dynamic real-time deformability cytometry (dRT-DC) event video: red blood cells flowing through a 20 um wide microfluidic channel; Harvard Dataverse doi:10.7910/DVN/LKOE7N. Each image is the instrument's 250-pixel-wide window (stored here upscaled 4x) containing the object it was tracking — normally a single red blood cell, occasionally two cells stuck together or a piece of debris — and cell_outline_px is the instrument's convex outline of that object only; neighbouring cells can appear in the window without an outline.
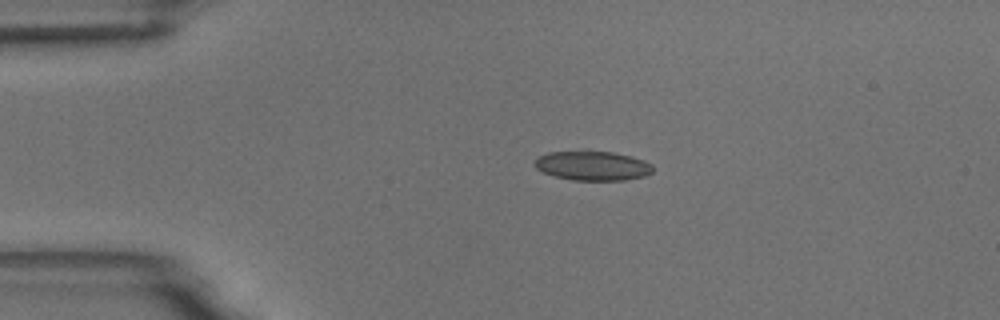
{"species": "common noctule bat (a hibernating species)", "species_latin": "Nyctalus noctula", "temperature_condition": "room temperature", "stored_images_in_passage": 2, "camera_frame_rate_fps": 3000, "um_per_image_px": 0.085, "animal": {"sex": "male", "body_mass_g": 18.8}, "frame": {"image": 1, "passage_image": 1, "time_ms": 0.0, "image_size_px": [1000, 320], "cell_outline_px": [[652, 172], [644, 176], [624, 180], [572, 180], [556, 176], [544, 172], [536, 168], [532, 164], [536, 156], [548, 152], [612, 152], [632, 156], [644, 160], [652, 164]], "centroid_in_image_um": [50.35, 14.09], "position_along_channel_um": 34.7, "area_um2": 20.11}}